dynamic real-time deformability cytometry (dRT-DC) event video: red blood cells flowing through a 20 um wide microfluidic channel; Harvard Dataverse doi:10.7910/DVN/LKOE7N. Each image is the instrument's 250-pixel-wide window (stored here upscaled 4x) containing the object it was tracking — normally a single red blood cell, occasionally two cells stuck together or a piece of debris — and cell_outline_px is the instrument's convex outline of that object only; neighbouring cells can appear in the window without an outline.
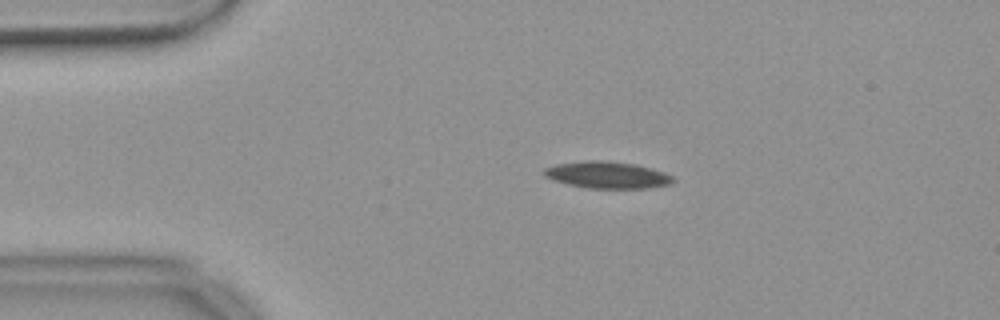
{"species": "common noctule bat (a hibernating species)", "species_latin": "Nyctalus noctula", "temperature_condition": "warm", "stored_images_in_passage": 55, "camera_frame_rate_fps": 3000, "um_per_image_px": 0.085, "animal": {"sex": "female", "body_mass_g": 18.4}, "frame": {"image": 1, "passage_image": 11, "time_ms": 3.333, "image_size_px": [1000, 320], "cell_outline_px": [[676, 180], [668, 184], [648, 188], [588, 188], [568, 184], [544, 176], [544, 168], [556, 164], [588, 160], [600, 160], [636, 164], [664, 172], [672, 176]], "centroid_in_image_um": [51.62, 14.86], "position_along_channel_um": 33.4, "area_um2": 19.94}}
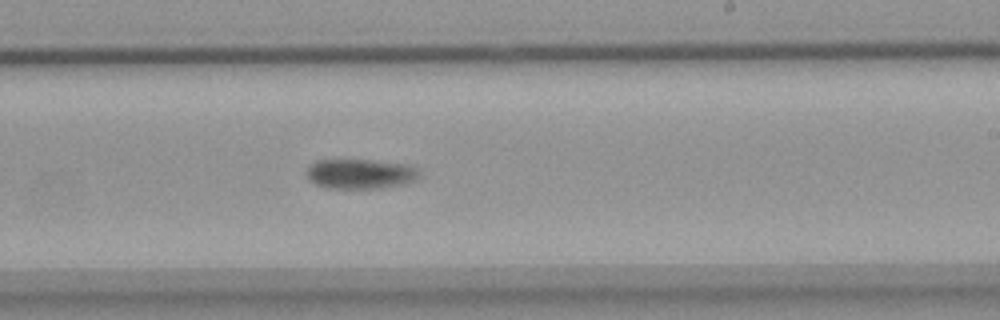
{"frame": {"image": 2, "passage_image": 33, "time_ms": 10.667, "image_size_px": [1000, 320], "cell_outline_px": [[420, 176], [416, 180], [404, 184], [380, 188], [324, 188], [308, 180], [304, 172], [308, 164], [316, 160], [368, 160], [412, 164], [420, 172]], "centroid_in_image_um": [30.6, 14.77], "position_along_channel_um": 258.4, "area_um2": 20.06}}
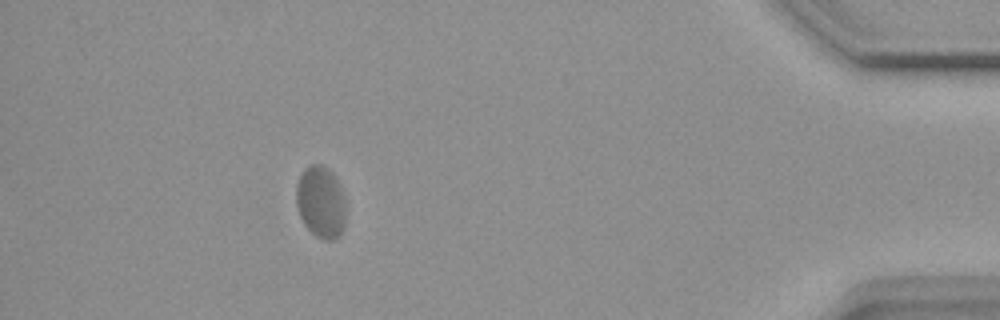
{"frame": {"image": 3, "passage_image": 50, "time_ms": 16.333, "image_size_px": [1000, 320], "cell_outline_px": [[344, 224], [340, 236], [332, 240], [324, 240], [316, 236], [304, 224], [300, 216], [296, 204], [296, 184], [300, 172], [308, 164], [320, 164], [328, 168], [332, 172], [340, 184], [344, 196]], "centroid_in_image_um": [27.25, 17.14], "position_along_channel_um": 408.0, "area_um2": 21.04}, "authors_computed_cell_mechanics": {"area_um2": 20.23, "velocity_mm_per_s": 3.6185, "shape_relaxation_time_tau1_ms": null, "shape_relaxation_time_tau2_ms": 1.5787, "deformation_change_tau1": null, "deformation_change_tau2": 0.0408}}